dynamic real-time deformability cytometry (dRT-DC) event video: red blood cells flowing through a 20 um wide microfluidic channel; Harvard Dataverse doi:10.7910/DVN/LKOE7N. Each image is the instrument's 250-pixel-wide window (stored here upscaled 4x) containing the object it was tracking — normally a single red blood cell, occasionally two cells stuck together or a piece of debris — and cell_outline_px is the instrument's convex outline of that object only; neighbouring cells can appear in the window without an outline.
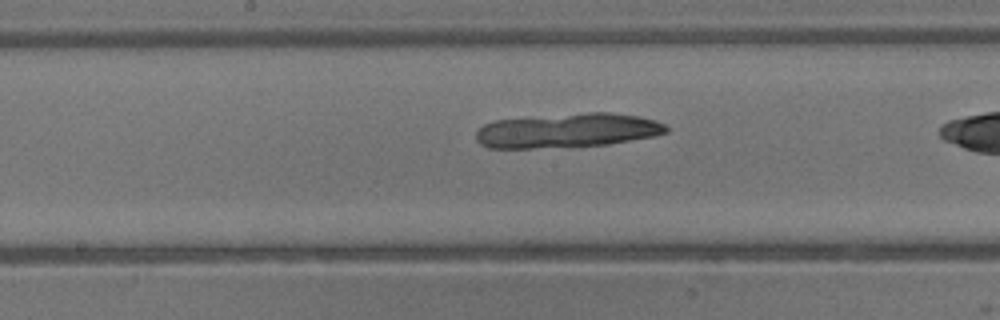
{"species": "common noctule bat (a hibernating species)", "species_latin": "Nyctalus noctula", "temperature_condition": "warm", "stored_images_in_passage": 20, "camera_frame_rate_fps": 3000, "um_per_image_px": 0.085, "animal": {"sex": "male", "body_mass_g": 13.3}, "frame": {"image": 1, "passage_image": 9, "time_ms": 2.667, "image_size_px": [1000, 320], "cell_outline_px": [[668, 132], [652, 136], [608, 144], [532, 148], [488, 148], [480, 144], [476, 140], [476, 132], [484, 124], [496, 120], [588, 112], [608, 112], [640, 116], [656, 120], [664, 124], [668, 128]], "centroid_in_image_um": [48.22, 11.09], "position_along_channel_um": 200.0, "area_um2": 37.8}}
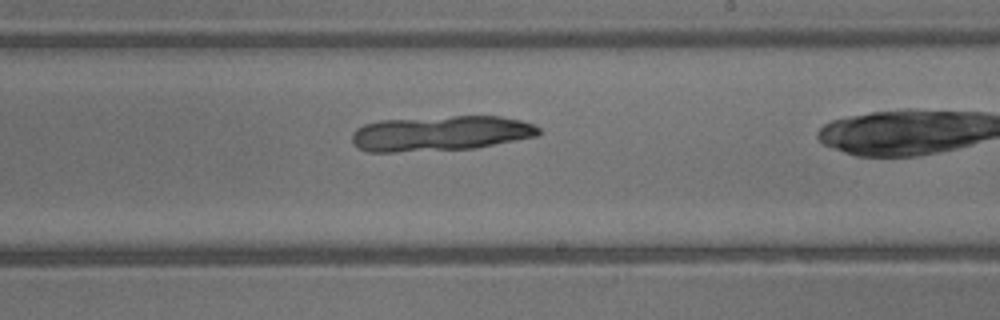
{"frame": {"image": 2, "passage_image": 12, "time_ms": 3.667, "image_size_px": [1000, 320], "cell_outline_px": [[540, 132], [536, 136], [476, 148], [396, 152], [368, 152], [352, 144], [352, 132], [356, 128], [364, 124], [380, 120], [452, 116], [500, 116], [520, 120], [536, 124], [540, 128]], "centroid_in_image_um": [37.43, 11.33], "position_along_channel_um": 251.6, "area_um2": 38.44}}